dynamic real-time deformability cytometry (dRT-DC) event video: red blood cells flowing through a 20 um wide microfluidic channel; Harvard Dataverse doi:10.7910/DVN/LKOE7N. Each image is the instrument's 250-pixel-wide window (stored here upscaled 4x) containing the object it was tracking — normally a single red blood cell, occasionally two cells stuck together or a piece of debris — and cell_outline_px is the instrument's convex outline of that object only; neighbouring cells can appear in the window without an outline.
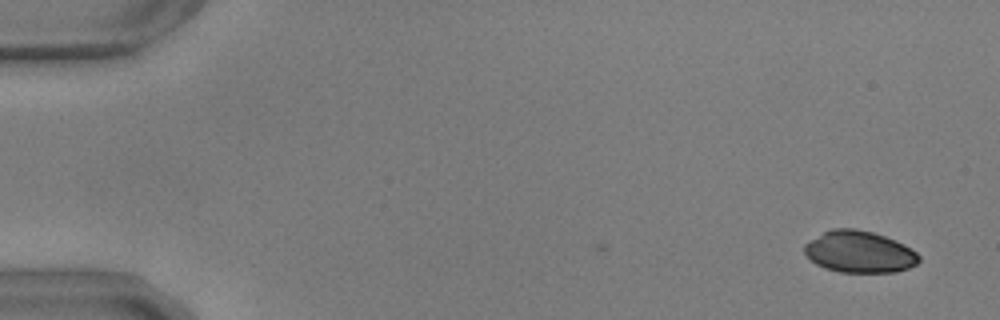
{"species": "common noctule bat (a hibernating species)", "species_latin": "Nyctalus noctula", "temperature_condition": "warm", "stored_images_in_passage": 2, "camera_frame_rate_fps": 3000, "um_per_image_px": 0.085, "animal": {"sex": "male", "body_mass_g": 17.9, "forearm_length_mm": 54.2}, "frame": {"image": 1, "passage_image": 2, "time_ms": 0.333, "image_size_px": [1000, 320], "cell_outline_px": [[920, 260], [916, 264], [908, 268], [896, 272], [840, 272], [824, 268], [816, 264], [804, 252], [804, 244], [824, 232], [832, 228], [856, 228], [872, 232], [896, 240], [912, 248], [920, 256]], "centroid_in_image_um": [73.07, 21.4], "position_along_channel_um": 11.9, "area_um2": 27.86}}